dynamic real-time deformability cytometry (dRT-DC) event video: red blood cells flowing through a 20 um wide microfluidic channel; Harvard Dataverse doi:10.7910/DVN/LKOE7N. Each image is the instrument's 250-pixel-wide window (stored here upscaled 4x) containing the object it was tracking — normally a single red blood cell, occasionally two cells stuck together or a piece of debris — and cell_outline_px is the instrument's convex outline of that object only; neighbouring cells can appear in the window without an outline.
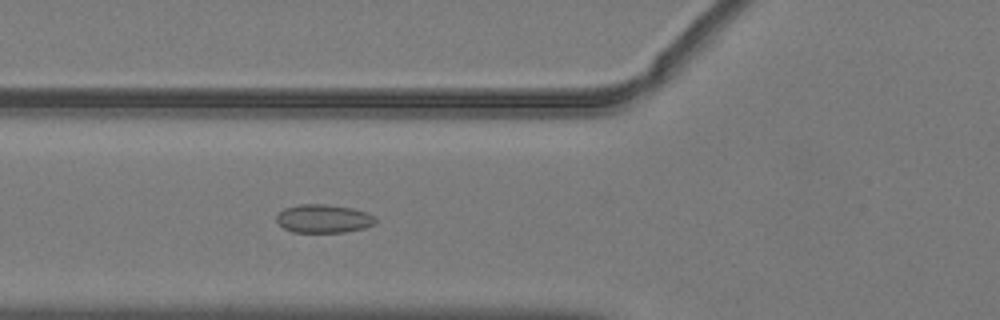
{"species": "common noctule bat (a hibernating species)", "species_latin": "Nyctalus noctula", "temperature_condition": "warm", "stored_images_in_passage": 52, "camera_frame_rate_fps": 3000, "um_per_image_px": 0.085, "animal": {"sex": "male", "body_mass_g": 19.2, "forearm_length_mm": 51.8}, "frame": {"image": 1, "passage_image": 20, "time_ms": 6.333, "image_size_px": [1000, 320], "cell_outline_px": [[376, 224], [364, 228], [344, 232], [292, 232], [284, 228], [276, 220], [276, 216], [284, 208], [300, 204], [328, 204], [352, 208], [368, 212], [376, 216]], "centroid_in_image_um": [27.54, 18.58], "position_along_channel_um": 98.3, "area_um2": 16.53}}
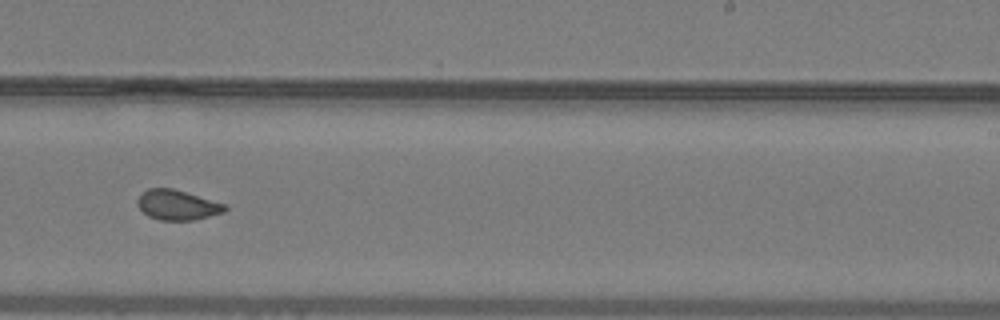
{"frame": {"image": 2, "passage_image": 33, "time_ms": 10.667, "image_size_px": [1000, 320], "cell_outline_px": [[228, 208], [224, 212], [192, 220], [160, 220], [148, 216], [136, 204], [136, 200], [148, 188], [172, 188], [224, 204]], "centroid_in_image_um": [15.04, 17.42], "position_along_channel_um": 274.0, "area_um2": 14.97}}
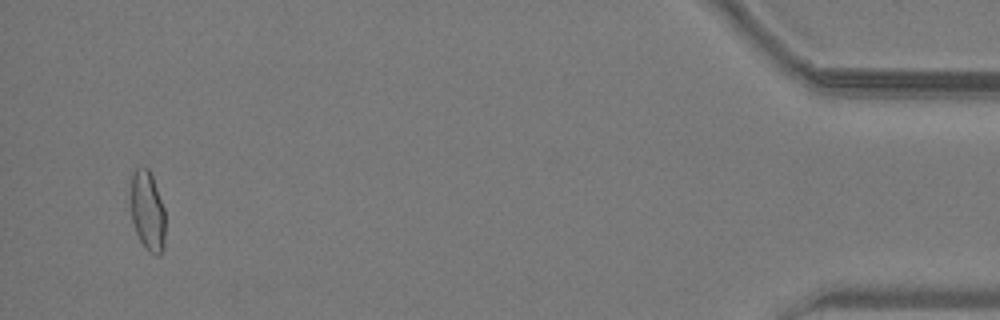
{"frame": {"image": 3, "passage_image": 50, "time_ms": 16.333, "image_size_px": [1000, 320], "cell_outline_px": [[164, 248], [160, 256], [156, 256], [148, 252], [140, 240], [136, 232], [132, 220], [132, 172], [136, 168], [148, 168], [152, 176], [164, 208]], "centroid_in_image_um": [12.56, 17.99], "position_along_channel_um": 422.6, "area_um2": 15.84}, "authors_computed_cell_mechanics": {"area_um2": 16.1551, "velocity_mm_per_s": 4.0416, "shape_relaxation_time_tau1_ms": null, "shape_relaxation_time_tau2_ms": 1.048, "deformation_change_tau1": null, "deformation_change_tau2": 0.0704}}